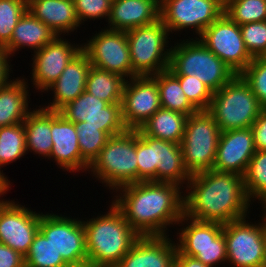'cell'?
I'll return each instance as SVG.
<instances>
[{
    "label": "cell",
    "instance_id": "obj_42",
    "mask_svg": "<svg viewBox=\"0 0 266 267\" xmlns=\"http://www.w3.org/2000/svg\"><path fill=\"white\" fill-rule=\"evenodd\" d=\"M255 148L258 151L266 150V111H262L251 126Z\"/></svg>",
    "mask_w": 266,
    "mask_h": 267
},
{
    "label": "cell",
    "instance_id": "obj_7",
    "mask_svg": "<svg viewBox=\"0 0 266 267\" xmlns=\"http://www.w3.org/2000/svg\"><path fill=\"white\" fill-rule=\"evenodd\" d=\"M207 111L224 132L251 127L263 110L249 84L237 74L213 93Z\"/></svg>",
    "mask_w": 266,
    "mask_h": 267
},
{
    "label": "cell",
    "instance_id": "obj_2",
    "mask_svg": "<svg viewBox=\"0 0 266 267\" xmlns=\"http://www.w3.org/2000/svg\"><path fill=\"white\" fill-rule=\"evenodd\" d=\"M185 187L184 215L193 220L226 224L250 214L241 175L209 170L191 175Z\"/></svg>",
    "mask_w": 266,
    "mask_h": 267
},
{
    "label": "cell",
    "instance_id": "obj_35",
    "mask_svg": "<svg viewBox=\"0 0 266 267\" xmlns=\"http://www.w3.org/2000/svg\"><path fill=\"white\" fill-rule=\"evenodd\" d=\"M224 13L239 26L266 21V0H228Z\"/></svg>",
    "mask_w": 266,
    "mask_h": 267
},
{
    "label": "cell",
    "instance_id": "obj_43",
    "mask_svg": "<svg viewBox=\"0 0 266 267\" xmlns=\"http://www.w3.org/2000/svg\"><path fill=\"white\" fill-rule=\"evenodd\" d=\"M0 267H25L24 256L0 243Z\"/></svg>",
    "mask_w": 266,
    "mask_h": 267
},
{
    "label": "cell",
    "instance_id": "obj_6",
    "mask_svg": "<svg viewBox=\"0 0 266 267\" xmlns=\"http://www.w3.org/2000/svg\"><path fill=\"white\" fill-rule=\"evenodd\" d=\"M88 173L112 193L122 186L137 183L136 130L127 129L110 136Z\"/></svg>",
    "mask_w": 266,
    "mask_h": 267
},
{
    "label": "cell",
    "instance_id": "obj_13",
    "mask_svg": "<svg viewBox=\"0 0 266 267\" xmlns=\"http://www.w3.org/2000/svg\"><path fill=\"white\" fill-rule=\"evenodd\" d=\"M224 9L221 0H164L160 5V19L170 34L183 30L190 32L192 28L198 38L224 14Z\"/></svg>",
    "mask_w": 266,
    "mask_h": 267
},
{
    "label": "cell",
    "instance_id": "obj_49",
    "mask_svg": "<svg viewBox=\"0 0 266 267\" xmlns=\"http://www.w3.org/2000/svg\"><path fill=\"white\" fill-rule=\"evenodd\" d=\"M224 4L228 1V0H221Z\"/></svg>",
    "mask_w": 266,
    "mask_h": 267
},
{
    "label": "cell",
    "instance_id": "obj_16",
    "mask_svg": "<svg viewBox=\"0 0 266 267\" xmlns=\"http://www.w3.org/2000/svg\"><path fill=\"white\" fill-rule=\"evenodd\" d=\"M59 113L73 123L82 122V126L100 127L109 137L127 130L121 104H108L87 91L68 102Z\"/></svg>",
    "mask_w": 266,
    "mask_h": 267
},
{
    "label": "cell",
    "instance_id": "obj_30",
    "mask_svg": "<svg viewBox=\"0 0 266 267\" xmlns=\"http://www.w3.org/2000/svg\"><path fill=\"white\" fill-rule=\"evenodd\" d=\"M126 80L119 74L91 66L85 91L108 104H121Z\"/></svg>",
    "mask_w": 266,
    "mask_h": 267
},
{
    "label": "cell",
    "instance_id": "obj_38",
    "mask_svg": "<svg viewBox=\"0 0 266 267\" xmlns=\"http://www.w3.org/2000/svg\"><path fill=\"white\" fill-rule=\"evenodd\" d=\"M257 97L263 111H266V56L255 57L240 73Z\"/></svg>",
    "mask_w": 266,
    "mask_h": 267
},
{
    "label": "cell",
    "instance_id": "obj_19",
    "mask_svg": "<svg viewBox=\"0 0 266 267\" xmlns=\"http://www.w3.org/2000/svg\"><path fill=\"white\" fill-rule=\"evenodd\" d=\"M160 108L157 82L151 76H136L126 80L121 110L127 129H139Z\"/></svg>",
    "mask_w": 266,
    "mask_h": 267
},
{
    "label": "cell",
    "instance_id": "obj_27",
    "mask_svg": "<svg viewBox=\"0 0 266 267\" xmlns=\"http://www.w3.org/2000/svg\"><path fill=\"white\" fill-rule=\"evenodd\" d=\"M55 37L56 34L48 26L26 10L13 30L11 40L3 49L10 58L11 56L13 58L15 52L25 47L34 52L39 51Z\"/></svg>",
    "mask_w": 266,
    "mask_h": 267
},
{
    "label": "cell",
    "instance_id": "obj_33",
    "mask_svg": "<svg viewBox=\"0 0 266 267\" xmlns=\"http://www.w3.org/2000/svg\"><path fill=\"white\" fill-rule=\"evenodd\" d=\"M245 191L248 200H258L263 209L266 208V150L255 151L249 161L248 168L243 176ZM260 201V202H259Z\"/></svg>",
    "mask_w": 266,
    "mask_h": 267
},
{
    "label": "cell",
    "instance_id": "obj_41",
    "mask_svg": "<svg viewBox=\"0 0 266 267\" xmlns=\"http://www.w3.org/2000/svg\"><path fill=\"white\" fill-rule=\"evenodd\" d=\"M80 25L88 19L95 21L103 18L108 21L111 0H73Z\"/></svg>",
    "mask_w": 266,
    "mask_h": 267
},
{
    "label": "cell",
    "instance_id": "obj_48",
    "mask_svg": "<svg viewBox=\"0 0 266 267\" xmlns=\"http://www.w3.org/2000/svg\"><path fill=\"white\" fill-rule=\"evenodd\" d=\"M156 3H158L159 5H161L163 3L164 0H154Z\"/></svg>",
    "mask_w": 266,
    "mask_h": 267
},
{
    "label": "cell",
    "instance_id": "obj_36",
    "mask_svg": "<svg viewBox=\"0 0 266 267\" xmlns=\"http://www.w3.org/2000/svg\"><path fill=\"white\" fill-rule=\"evenodd\" d=\"M78 134V143L82 160L90 166L106 145L109 136L100 127L82 126V122L74 123Z\"/></svg>",
    "mask_w": 266,
    "mask_h": 267
},
{
    "label": "cell",
    "instance_id": "obj_11",
    "mask_svg": "<svg viewBox=\"0 0 266 267\" xmlns=\"http://www.w3.org/2000/svg\"><path fill=\"white\" fill-rule=\"evenodd\" d=\"M260 222H249V216L223 224L227 264L233 267H262L264 261L265 209ZM248 217V218H247Z\"/></svg>",
    "mask_w": 266,
    "mask_h": 267
},
{
    "label": "cell",
    "instance_id": "obj_17",
    "mask_svg": "<svg viewBox=\"0 0 266 267\" xmlns=\"http://www.w3.org/2000/svg\"><path fill=\"white\" fill-rule=\"evenodd\" d=\"M41 215L18 201L1 198L0 243L25 257L39 231Z\"/></svg>",
    "mask_w": 266,
    "mask_h": 267
},
{
    "label": "cell",
    "instance_id": "obj_47",
    "mask_svg": "<svg viewBox=\"0 0 266 267\" xmlns=\"http://www.w3.org/2000/svg\"><path fill=\"white\" fill-rule=\"evenodd\" d=\"M265 248H264V261L262 267H266V210H265V232H264Z\"/></svg>",
    "mask_w": 266,
    "mask_h": 267
},
{
    "label": "cell",
    "instance_id": "obj_45",
    "mask_svg": "<svg viewBox=\"0 0 266 267\" xmlns=\"http://www.w3.org/2000/svg\"><path fill=\"white\" fill-rule=\"evenodd\" d=\"M175 267H210L194 257L182 254L178 249L175 254Z\"/></svg>",
    "mask_w": 266,
    "mask_h": 267
},
{
    "label": "cell",
    "instance_id": "obj_24",
    "mask_svg": "<svg viewBox=\"0 0 266 267\" xmlns=\"http://www.w3.org/2000/svg\"><path fill=\"white\" fill-rule=\"evenodd\" d=\"M159 19L160 5L154 0H112L105 28L127 32Z\"/></svg>",
    "mask_w": 266,
    "mask_h": 267
},
{
    "label": "cell",
    "instance_id": "obj_23",
    "mask_svg": "<svg viewBox=\"0 0 266 267\" xmlns=\"http://www.w3.org/2000/svg\"><path fill=\"white\" fill-rule=\"evenodd\" d=\"M91 66L87 55L81 51L68 63L59 78L45 90L44 93L52 91L53 100L41 107L59 111L68 102L75 100L85 91L87 75Z\"/></svg>",
    "mask_w": 266,
    "mask_h": 267
},
{
    "label": "cell",
    "instance_id": "obj_28",
    "mask_svg": "<svg viewBox=\"0 0 266 267\" xmlns=\"http://www.w3.org/2000/svg\"><path fill=\"white\" fill-rule=\"evenodd\" d=\"M34 108L23 122L26 135L27 154H38L39 158L48 159L53 142L51 139V110L40 106Z\"/></svg>",
    "mask_w": 266,
    "mask_h": 267
},
{
    "label": "cell",
    "instance_id": "obj_5",
    "mask_svg": "<svg viewBox=\"0 0 266 267\" xmlns=\"http://www.w3.org/2000/svg\"><path fill=\"white\" fill-rule=\"evenodd\" d=\"M189 39L171 44L168 70L173 75L196 76L213 93L237 75L198 38Z\"/></svg>",
    "mask_w": 266,
    "mask_h": 267
},
{
    "label": "cell",
    "instance_id": "obj_9",
    "mask_svg": "<svg viewBox=\"0 0 266 267\" xmlns=\"http://www.w3.org/2000/svg\"><path fill=\"white\" fill-rule=\"evenodd\" d=\"M220 135L218 124L207 110L188 116L181 148L190 175L213 169Z\"/></svg>",
    "mask_w": 266,
    "mask_h": 267
},
{
    "label": "cell",
    "instance_id": "obj_4",
    "mask_svg": "<svg viewBox=\"0 0 266 267\" xmlns=\"http://www.w3.org/2000/svg\"><path fill=\"white\" fill-rule=\"evenodd\" d=\"M138 182H168L185 188L191 175L184 165L181 144L164 141L136 130Z\"/></svg>",
    "mask_w": 266,
    "mask_h": 267
},
{
    "label": "cell",
    "instance_id": "obj_26",
    "mask_svg": "<svg viewBox=\"0 0 266 267\" xmlns=\"http://www.w3.org/2000/svg\"><path fill=\"white\" fill-rule=\"evenodd\" d=\"M21 77H13L15 80L10 78L0 88V127L22 123L32 111L28 106L30 84L25 76Z\"/></svg>",
    "mask_w": 266,
    "mask_h": 267
},
{
    "label": "cell",
    "instance_id": "obj_21",
    "mask_svg": "<svg viewBox=\"0 0 266 267\" xmlns=\"http://www.w3.org/2000/svg\"><path fill=\"white\" fill-rule=\"evenodd\" d=\"M51 139L53 147L48 159L54 160L64 172L87 174L89 166L81 158L75 125L59 111H51Z\"/></svg>",
    "mask_w": 266,
    "mask_h": 267
},
{
    "label": "cell",
    "instance_id": "obj_29",
    "mask_svg": "<svg viewBox=\"0 0 266 267\" xmlns=\"http://www.w3.org/2000/svg\"><path fill=\"white\" fill-rule=\"evenodd\" d=\"M187 119L188 115L161 107L139 129L150 137L181 144Z\"/></svg>",
    "mask_w": 266,
    "mask_h": 267
},
{
    "label": "cell",
    "instance_id": "obj_10",
    "mask_svg": "<svg viewBox=\"0 0 266 267\" xmlns=\"http://www.w3.org/2000/svg\"><path fill=\"white\" fill-rule=\"evenodd\" d=\"M177 226H183L177 229L176 236L177 249L182 254L210 267L227 263L223 224L197 221L183 215Z\"/></svg>",
    "mask_w": 266,
    "mask_h": 267
},
{
    "label": "cell",
    "instance_id": "obj_46",
    "mask_svg": "<svg viewBox=\"0 0 266 267\" xmlns=\"http://www.w3.org/2000/svg\"><path fill=\"white\" fill-rule=\"evenodd\" d=\"M11 184L0 174V198L6 195L7 192H9L11 188ZM1 200V199H0Z\"/></svg>",
    "mask_w": 266,
    "mask_h": 267
},
{
    "label": "cell",
    "instance_id": "obj_1",
    "mask_svg": "<svg viewBox=\"0 0 266 267\" xmlns=\"http://www.w3.org/2000/svg\"><path fill=\"white\" fill-rule=\"evenodd\" d=\"M182 190L175 183L141 181L118 188L112 202L141 237L170 236L168 229L184 215Z\"/></svg>",
    "mask_w": 266,
    "mask_h": 267
},
{
    "label": "cell",
    "instance_id": "obj_20",
    "mask_svg": "<svg viewBox=\"0 0 266 267\" xmlns=\"http://www.w3.org/2000/svg\"><path fill=\"white\" fill-rule=\"evenodd\" d=\"M255 151L251 127L221 132L212 170L244 176Z\"/></svg>",
    "mask_w": 266,
    "mask_h": 267
},
{
    "label": "cell",
    "instance_id": "obj_3",
    "mask_svg": "<svg viewBox=\"0 0 266 267\" xmlns=\"http://www.w3.org/2000/svg\"><path fill=\"white\" fill-rule=\"evenodd\" d=\"M110 203L105 214L82 219L88 267H115L141 237L113 202Z\"/></svg>",
    "mask_w": 266,
    "mask_h": 267
},
{
    "label": "cell",
    "instance_id": "obj_12",
    "mask_svg": "<svg viewBox=\"0 0 266 267\" xmlns=\"http://www.w3.org/2000/svg\"><path fill=\"white\" fill-rule=\"evenodd\" d=\"M39 231L51 242L70 267H88L82 219L57 213H42Z\"/></svg>",
    "mask_w": 266,
    "mask_h": 267
},
{
    "label": "cell",
    "instance_id": "obj_14",
    "mask_svg": "<svg viewBox=\"0 0 266 267\" xmlns=\"http://www.w3.org/2000/svg\"><path fill=\"white\" fill-rule=\"evenodd\" d=\"M86 41L82 43V51L92 66L119 74L127 80L136 77L132 71L126 32L101 28Z\"/></svg>",
    "mask_w": 266,
    "mask_h": 267
},
{
    "label": "cell",
    "instance_id": "obj_8",
    "mask_svg": "<svg viewBox=\"0 0 266 267\" xmlns=\"http://www.w3.org/2000/svg\"><path fill=\"white\" fill-rule=\"evenodd\" d=\"M169 35L161 19L126 32L132 71L136 76H152L168 70L171 50L168 39L172 42Z\"/></svg>",
    "mask_w": 266,
    "mask_h": 267
},
{
    "label": "cell",
    "instance_id": "obj_39",
    "mask_svg": "<svg viewBox=\"0 0 266 267\" xmlns=\"http://www.w3.org/2000/svg\"><path fill=\"white\" fill-rule=\"evenodd\" d=\"M180 82L186 98L197 110H208L213 92L196 76L174 75Z\"/></svg>",
    "mask_w": 266,
    "mask_h": 267
},
{
    "label": "cell",
    "instance_id": "obj_15",
    "mask_svg": "<svg viewBox=\"0 0 266 267\" xmlns=\"http://www.w3.org/2000/svg\"><path fill=\"white\" fill-rule=\"evenodd\" d=\"M198 39L236 74H240L253 59L243 41L240 26L225 13Z\"/></svg>",
    "mask_w": 266,
    "mask_h": 267
},
{
    "label": "cell",
    "instance_id": "obj_34",
    "mask_svg": "<svg viewBox=\"0 0 266 267\" xmlns=\"http://www.w3.org/2000/svg\"><path fill=\"white\" fill-rule=\"evenodd\" d=\"M24 262L25 267H70L40 231L35 234Z\"/></svg>",
    "mask_w": 266,
    "mask_h": 267
},
{
    "label": "cell",
    "instance_id": "obj_25",
    "mask_svg": "<svg viewBox=\"0 0 266 267\" xmlns=\"http://www.w3.org/2000/svg\"><path fill=\"white\" fill-rule=\"evenodd\" d=\"M27 10L56 36H67L80 27L73 0H30Z\"/></svg>",
    "mask_w": 266,
    "mask_h": 267
},
{
    "label": "cell",
    "instance_id": "obj_18",
    "mask_svg": "<svg viewBox=\"0 0 266 267\" xmlns=\"http://www.w3.org/2000/svg\"><path fill=\"white\" fill-rule=\"evenodd\" d=\"M63 37L56 36L32 54L30 78L32 87L37 92H45L59 78L68 63L82 51V43L73 44Z\"/></svg>",
    "mask_w": 266,
    "mask_h": 267
},
{
    "label": "cell",
    "instance_id": "obj_44",
    "mask_svg": "<svg viewBox=\"0 0 266 267\" xmlns=\"http://www.w3.org/2000/svg\"><path fill=\"white\" fill-rule=\"evenodd\" d=\"M10 57L7 55L3 47H0V88L3 87L12 77L10 75L12 71Z\"/></svg>",
    "mask_w": 266,
    "mask_h": 267
},
{
    "label": "cell",
    "instance_id": "obj_40",
    "mask_svg": "<svg viewBox=\"0 0 266 267\" xmlns=\"http://www.w3.org/2000/svg\"><path fill=\"white\" fill-rule=\"evenodd\" d=\"M242 38L249 54L255 57L266 56V21L240 25Z\"/></svg>",
    "mask_w": 266,
    "mask_h": 267
},
{
    "label": "cell",
    "instance_id": "obj_32",
    "mask_svg": "<svg viewBox=\"0 0 266 267\" xmlns=\"http://www.w3.org/2000/svg\"><path fill=\"white\" fill-rule=\"evenodd\" d=\"M26 151V135L23 122L0 127V174L10 183L2 168L23 158ZM2 170V171H1Z\"/></svg>",
    "mask_w": 266,
    "mask_h": 267
},
{
    "label": "cell",
    "instance_id": "obj_31",
    "mask_svg": "<svg viewBox=\"0 0 266 267\" xmlns=\"http://www.w3.org/2000/svg\"><path fill=\"white\" fill-rule=\"evenodd\" d=\"M157 82L161 107L190 116L198 110L186 98L179 80L165 70L151 76Z\"/></svg>",
    "mask_w": 266,
    "mask_h": 267
},
{
    "label": "cell",
    "instance_id": "obj_37",
    "mask_svg": "<svg viewBox=\"0 0 266 267\" xmlns=\"http://www.w3.org/2000/svg\"><path fill=\"white\" fill-rule=\"evenodd\" d=\"M26 10L25 0H0V47L11 40L13 30Z\"/></svg>",
    "mask_w": 266,
    "mask_h": 267
},
{
    "label": "cell",
    "instance_id": "obj_22",
    "mask_svg": "<svg viewBox=\"0 0 266 267\" xmlns=\"http://www.w3.org/2000/svg\"><path fill=\"white\" fill-rule=\"evenodd\" d=\"M169 236L140 237L115 267H175L177 245Z\"/></svg>",
    "mask_w": 266,
    "mask_h": 267
}]
</instances>
